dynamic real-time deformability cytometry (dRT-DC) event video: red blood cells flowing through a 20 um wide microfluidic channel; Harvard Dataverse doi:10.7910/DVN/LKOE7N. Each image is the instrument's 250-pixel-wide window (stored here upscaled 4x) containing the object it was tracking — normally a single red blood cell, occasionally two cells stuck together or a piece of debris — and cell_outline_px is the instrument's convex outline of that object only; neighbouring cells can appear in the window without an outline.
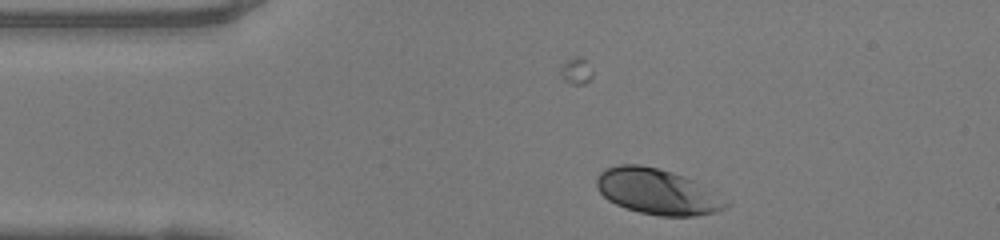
{"species": "human", "species_latin": "Homo sapiens", "temperature_condition": "warm", "stored_images_in_passage": 40, "camera_frame_rate_fps": 3000, "um_per_image_px": 0.085, "donor": {"sex": "female"}, "frame": {"image": 1, "passage_image": 1, "time_ms": 0.0, "image_size_px": [1000, 240], "cell_outline_px": [[732, 204], [716, 212], [696, 216], [660, 216], [640, 212], [616, 204], [608, 200], [596, 188], [596, 176], [604, 168], [620, 164], [640, 164], [672, 172], [684, 176], [692, 180]], "centroid_in_image_um": [55.82, 16.28], "position_along_channel_um": 29.2, "area_um2": 34.1}}
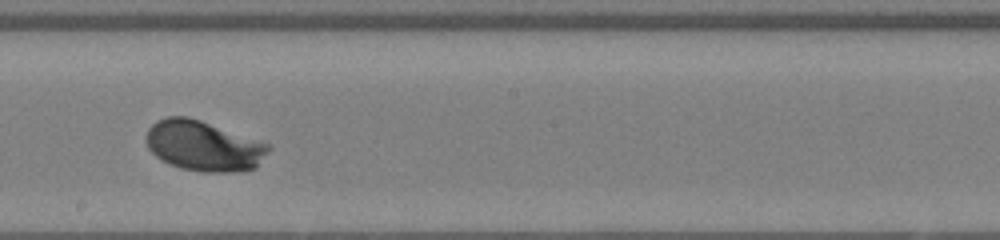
{"frame": {"image": 2, "passage_image": 19, "time_ms": 6.0, "image_size_px": [1000, 240], "cell_outline_px": [[272, 148], [256, 168], [236, 172], [200, 172], [180, 168], [160, 160], [148, 148], [144, 136], [148, 128], [156, 120], [168, 116], [188, 116], [272, 144]], "centroid_in_image_um": [17.31, 12.4], "position_along_channel_um": 230.9, "area_um2": 36.41}}
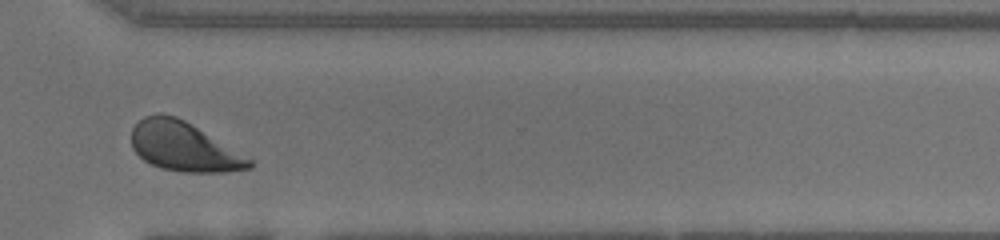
{"frame": {"image": 3, "passage_image": 28, "time_ms": 9.0, "image_size_px": [1000, 240], "cell_outline_px": [[252, 168], [224, 172], [180, 172], [160, 168], [144, 160], [132, 148], [132, 128], [144, 116], [160, 112], [176, 116], [184, 120], [252, 160]], "centroid_in_image_um": [15.58, 12.46], "position_along_channel_um": 355.0, "area_um2": 33.41}, "authors_computed_cell_mechanics": {"area_um2": 33.5529, "velocity_mm_per_s": 4.1305, "shape_relaxation_time_tau1_ms": 1.1207, "shape_relaxation_time_tau2_ms": null, "deformation_change_tau1": 0.1312, "deformation_change_tau2": null}}